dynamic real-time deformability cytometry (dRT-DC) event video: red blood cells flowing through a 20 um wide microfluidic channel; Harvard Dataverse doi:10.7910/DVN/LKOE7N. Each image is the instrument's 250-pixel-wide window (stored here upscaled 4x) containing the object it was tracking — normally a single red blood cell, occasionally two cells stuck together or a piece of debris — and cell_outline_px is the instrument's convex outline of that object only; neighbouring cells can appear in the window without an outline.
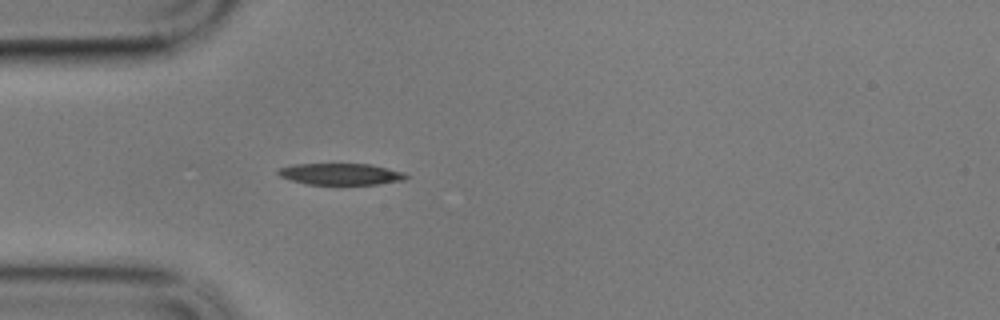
{"species": "common noctule bat (a hibernating species)", "species_latin": "Nyctalus noctula", "temperature_condition": "cold", "stored_images_in_passage": 43, "camera_frame_rate_fps": 3000, "um_per_image_px": 0.085, "animal": {"sex": "male", "body_mass_g": 17.9}, "frame": {"image": 1, "passage_image": 1, "time_ms": 0.0, "image_size_px": [1000, 320], "cell_outline_px": [[408, 176], [404, 180], [380, 184], [308, 184], [292, 180], [280, 176], [276, 172], [276, 168], [292, 164], [368, 164], [388, 168], [404, 172]], "centroid_in_image_um": [28.93, 14.79], "position_along_channel_um": 56.1, "area_um2": 16.01}}
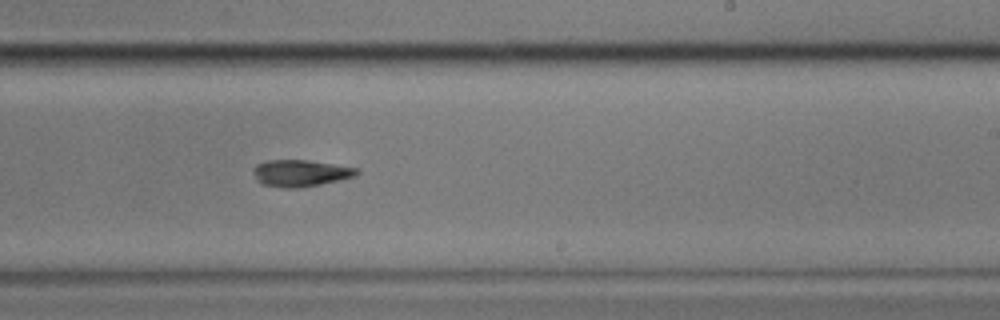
{"frame": {"image": 2, "passage_image": 20, "time_ms": 6.333, "image_size_px": [1000, 320], "cell_outline_px": [[360, 172], [356, 176], [340, 180], [320, 184], [296, 188], [284, 188], [260, 184], [256, 180], [252, 172], [252, 168], [256, 164], [268, 160], [308, 160], [360, 168]], "centroid_in_image_um": [25.53, 14.71], "position_along_channel_um": 263.5, "area_um2": 16.36}}
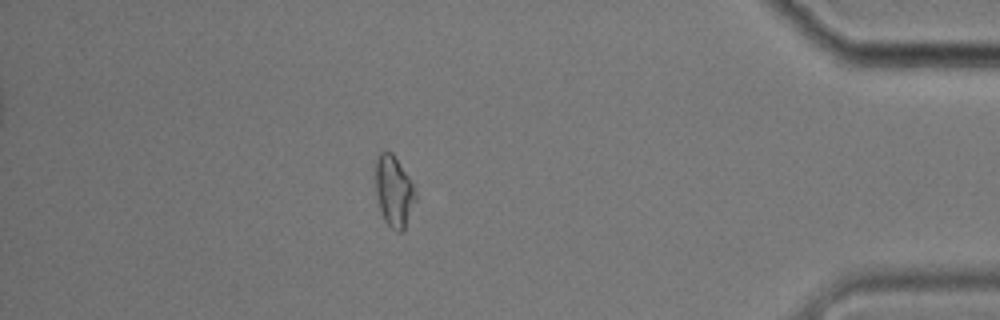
{"frame": {"image": 3, "passage_image": 36, "time_ms": 11.667, "image_size_px": [1000, 320], "cell_outline_px": [[416, 200], [404, 232], [396, 232], [384, 220], [380, 208], [376, 192], [376, 160], [380, 152], [392, 152], [408, 176], [416, 192]], "centroid_in_image_um": [33.5, 16.3], "position_along_channel_um": 401.7, "area_um2": 16.42}, "authors_computed_cell_mechanics": {"area_um2": 16.184, "velocity_mm_per_s": 3.3607, "shape_relaxation_time_tau1_ms": 11.0511, "shape_relaxation_time_tau2_ms": 4.86, "deformation_change_tau1": 0.2265, "deformation_change_tau2": 0.1247}}